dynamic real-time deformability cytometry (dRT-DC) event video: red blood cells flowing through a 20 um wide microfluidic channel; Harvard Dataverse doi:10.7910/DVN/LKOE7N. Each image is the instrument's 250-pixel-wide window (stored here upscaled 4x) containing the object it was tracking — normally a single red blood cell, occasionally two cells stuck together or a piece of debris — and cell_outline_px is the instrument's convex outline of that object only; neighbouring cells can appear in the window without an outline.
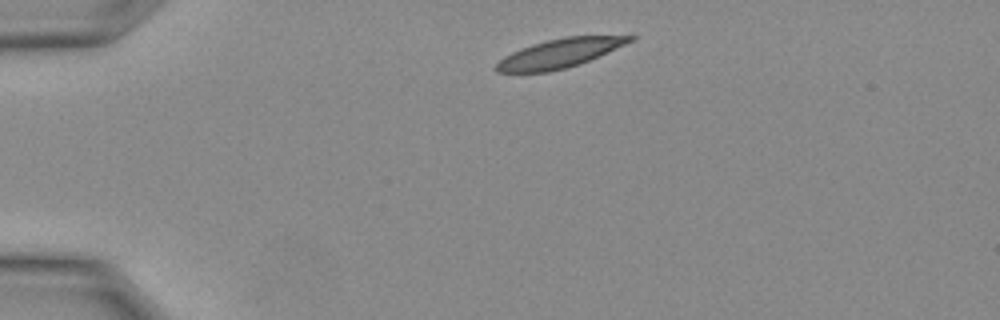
{"species": "Egyptian fruit bat (a non-hibernating species)", "species_latin": "Rousettus aegyptiacus", "temperature_condition": "warm", "stored_images_in_passage": 9, "camera_frame_rate_fps": 3000, "um_per_image_px": 0.085, "animal": {"sex": "female"}, "frame": {"image": 1, "passage_image": 1, "time_ms": 0.0, "image_size_px": [1000, 320], "cell_outline_px": [[636, 40], [600, 56], [580, 64], [548, 72], [496, 72], [496, 64], [504, 56], [520, 48], [532, 44], [564, 36], [636, 36]], "centroid_in_image_um": [47.6, 4.52], "position_along_channel_um": 37.4, "area_um2": 22.48}}
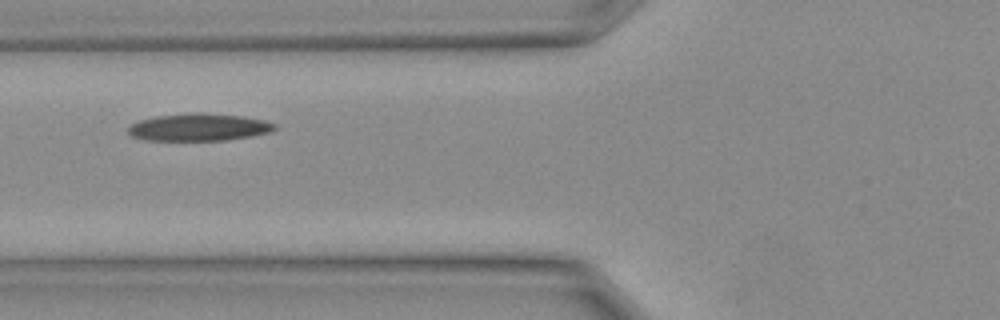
{"frame": {"image": 2, "passage_image": 6, "time_ms": 1.667, "image_size_px": [1000, 320], "cell_outline_px": [[276, 128], [272, 132], [252, 136], [224, 140], [144, 140], [132, 136], [128, 132], [128, 128], [132, 124], [140, 120], [156, 116], [188, 112], [196, 112], [244, 116], [264, 120], [276, 124]], "centroid_in_image_um": [16.92, 10.8], "position_along_channel_um": 108.9, "area_um2": 23.47}}